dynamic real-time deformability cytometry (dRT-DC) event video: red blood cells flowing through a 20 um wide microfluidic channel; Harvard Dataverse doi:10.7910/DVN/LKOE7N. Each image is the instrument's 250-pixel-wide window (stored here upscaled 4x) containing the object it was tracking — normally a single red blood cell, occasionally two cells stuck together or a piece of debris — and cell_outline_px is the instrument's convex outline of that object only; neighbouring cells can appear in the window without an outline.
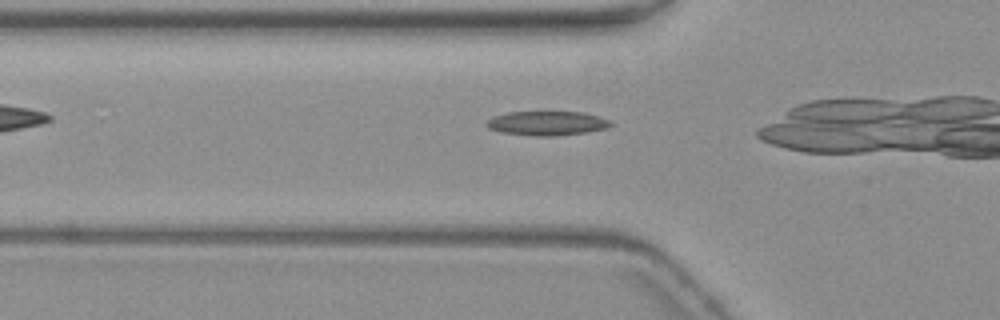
{"species": "common noctule bat (a hibernating species)", "species_latin": "Nyctalus noctula", "temperature_condition": "warm", "stored_images_in_passage": 5, "camera_frame_rate_fps": 3000, "um_per_image_px": 0.085, "animal": {"sex": "female", "body_mass_g": 19.3, "forearm_length_mm": 54.1}, "frame": {"image": 1, "passage_image": 3, "time_ms": 3.333, "image_size_px": [1000, 320], "cell_outline_px": [[612, 124], [608, 128], [588, 132], [556, 136], [532, 136], [500, 132], [488, 128], [484, 124], [492, 116], [508, 112], [580, 112], [600, 116], [612, 120]], "centroid_in_image_um": [46.5, 10.48], "position_along_channel_um": 79.3, "area_um2": 17.8}}